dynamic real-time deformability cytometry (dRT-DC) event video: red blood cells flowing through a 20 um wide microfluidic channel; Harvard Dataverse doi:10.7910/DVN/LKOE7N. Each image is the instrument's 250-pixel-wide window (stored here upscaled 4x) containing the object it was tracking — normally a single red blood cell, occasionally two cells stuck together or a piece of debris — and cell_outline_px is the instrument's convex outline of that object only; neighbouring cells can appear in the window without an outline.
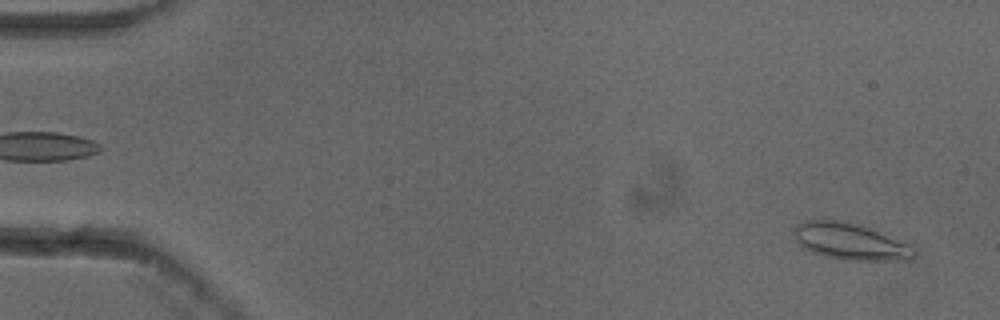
{"species": "common noctule bat (a hibernating species)", "species_latin": "Nyctalus noctula", "temperature_condition": "cold", "stored_images_in_passage": 55, "camera_frame_rate_fps": 3000, "um_per_image_px": 0.085, "animal": {"sex": "female"}, "frame": {"image": 1, "passage_image": 3, "time_ms": 0.667, "image_size_px": [1000, 320], "cell_outline_px": [[916, 256], [912, 260], [844, 260], [824, 256], [812, 252], [804, 248], [796, 240], [792, 232], [796, 224], [808, 220], [836, 220], [860, 224], [872, 228], [908, 244], [916, 248]], "centroid_in_image_um": [72.29, 20.53], "position_along_channel_um": 12.7, "area_um2": 25.84}}
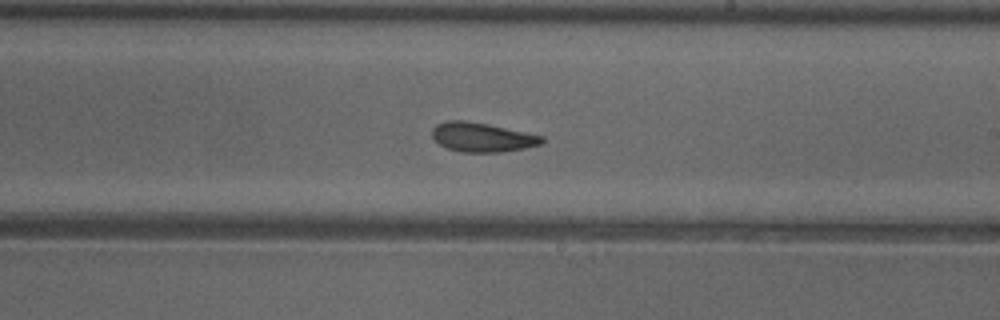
{"frame": {"image": 2, "passage_image": 32, "time_ms": 10.333, "image_size_px": [1000, 320], "cell_outline_px": [[544, 140], [540, 144], [524, 148], [504, 152], [460, 152], [448, 148], [440, 144], [432, 136], [432, 128], [436, 124], [444, 120], [464, 120], [488, 124], [544, 136]], "centroid_in_image_um": [40.96, 11.66], "position_along_channel_um": 248.0, "area_um2": 18.73}}
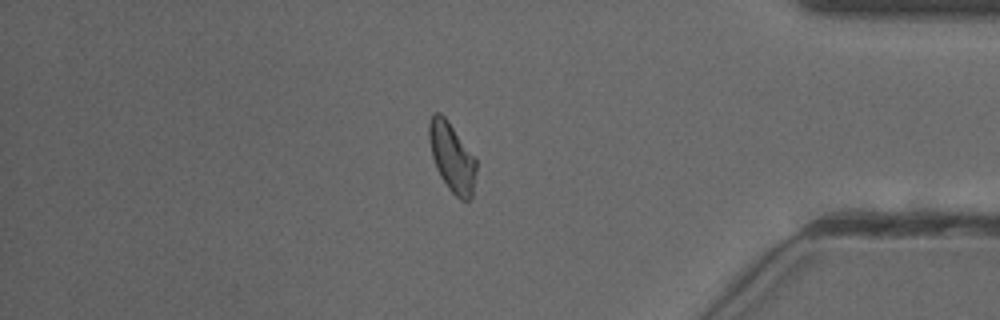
{"frame": {"image": 3, "passage_image": 46, "time_ms": 15.0, "image_size_px": [1000, 320], "cell_outline_px": [[476, 172], [472, 196], [468, 200], [460, 200], [448, 188], [440, 176], [436, 168], [432, 156], [428, 140], [428, 120], [436, 112], [440, 112], [448, 120], [476, 160]], "centroid_in_image_um": [38.39, 13.36], "position_along_channel_um": 396.8, "area_um2": 18.9}}